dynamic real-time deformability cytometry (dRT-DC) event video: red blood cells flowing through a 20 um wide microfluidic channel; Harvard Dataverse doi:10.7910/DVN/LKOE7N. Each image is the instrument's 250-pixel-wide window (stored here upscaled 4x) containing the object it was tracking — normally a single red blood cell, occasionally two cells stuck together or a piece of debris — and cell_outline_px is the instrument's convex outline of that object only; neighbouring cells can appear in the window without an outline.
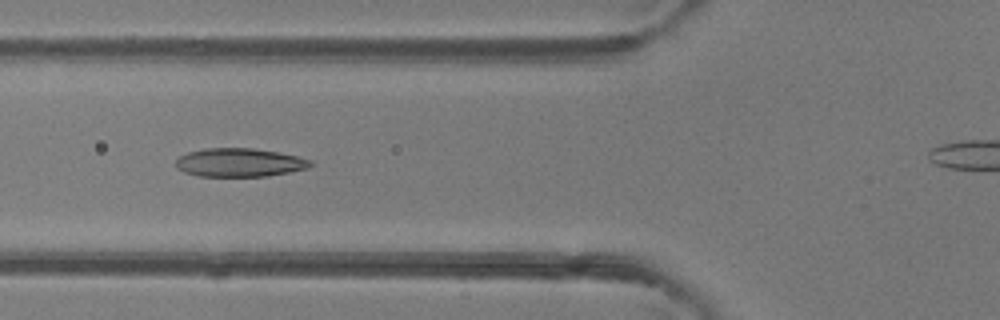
{"species": "common noctule bat (a hibernating species)", "species_latin": "Nyctalus noctula", "temperature_condition": "room temperature", "stored_images_in_passage": 7, "camera_frame_rate_fps": 3000, "um_per_image_px": 0.085, "animal": {"sex": "female"}, "frame": {"image": 1, "passage_image": 6, "time_ms": 1.667, "image_size_px": [1000, 320], "cell_outline_px": [[316, 164], [308, 168], [268, 176], [200, 176], [184, 172], [176, 168], [176, 160], [180, 156], [188, 152], [208, 148], [252, 148], [276, 152], [296, 156], [312, 160]], "centroid_in_image_um": [20.37, 13.82], "position_along_channel_um": 105.4, "area_um2": 22.31}}